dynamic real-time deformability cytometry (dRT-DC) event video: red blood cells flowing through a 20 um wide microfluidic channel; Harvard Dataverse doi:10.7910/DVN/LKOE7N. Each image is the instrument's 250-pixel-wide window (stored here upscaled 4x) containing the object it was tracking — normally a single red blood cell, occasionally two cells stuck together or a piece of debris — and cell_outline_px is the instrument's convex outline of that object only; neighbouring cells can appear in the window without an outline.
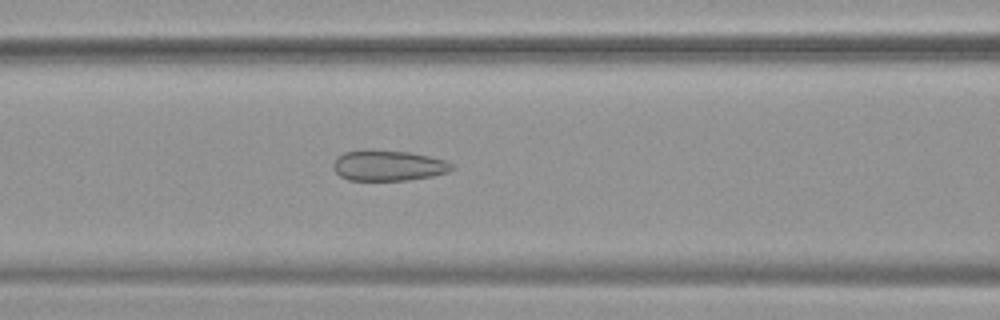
{"species": "common noctule bat (a hibernating species)", "species_latin": "Nyctalus noctula", "temperature_condition": "warm", "stored_images_in_passage": 43, "camera_frame_rate_fps": 3000, "um_per_image_px": 0.085, "animal": {"sex": "female", "body_mass_g": 19.9}, "frame": {"image": 1, "passage_image": 12, "time_ms": 3.667, "image_size_px": [1000, 320], "cell_outline_px": [[456, 168], [448, 172], [432, 176], [408, 180], [348, 180], [340, 176], [332, 168], [332, 164], [336, 156], [344, 152], [364, 148], [372, 148], [408, 152], [428, 156], [444, 160], [452, 164]], "centroid_in_image_um": [32.95, 14.05], "position_along_channel_um": 133.7, "area_um2": 21.62}}
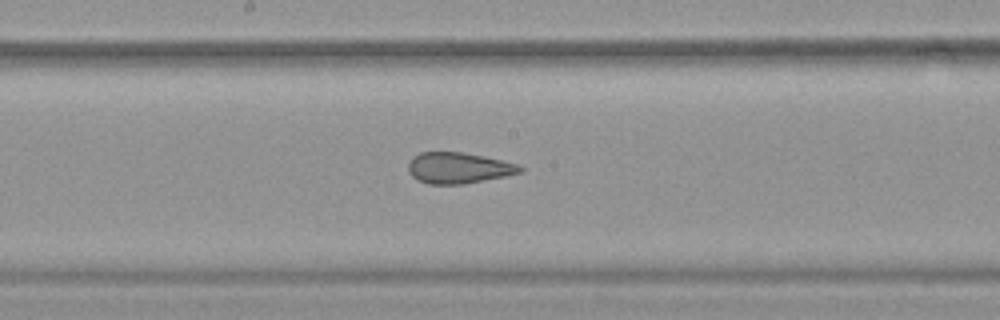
{"frame": {"image": 2, "passage_image": 18, "time_ms": 5.667, "image_size_px": [1000, 320], "cell_outline_px": [[524, 172], [508, 176], [464, 184], [428, 184], [416, 180], [408, 172], [408, 164], [412, 156], [420, 152], [460, 152], [484, 156], [520, 164], [524, 168]], "centroid_in_image_um": [39.0, 14.28], "position_along_channel_um": 209.2, "area_um2": 20.58}}
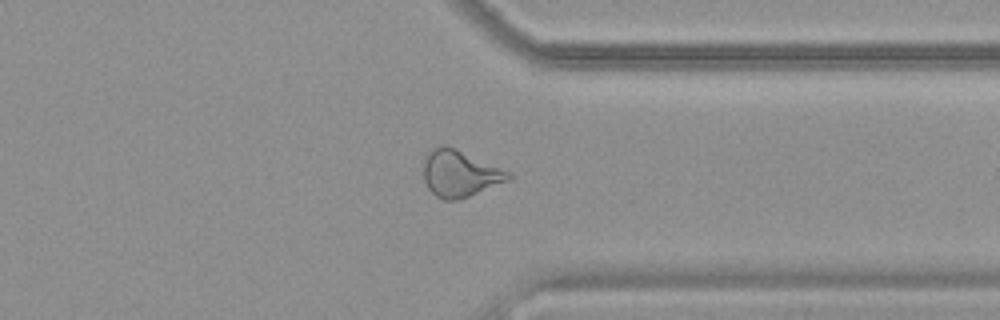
{"frame": {"image": 3, "passage_image": 31, "time_ms": 10.0, "image_size_px": [1000, 320], "cell_outline_px": [[512, 176], [508, 180], [460, 200], [444, 200], [436, 196], [428, 188], [424, 180], [424, 160], [428, 152], [444, 144], [456, 148], [512, 172]], "centroid_in_image_um": [39.09, 14.75], "position_along_channel_um": 372.3, "area_um2": 23.0}, "authors_computed_cell_mechanics": {"area_um2": 23.0044, "velocity_mm_per_s": 3.7845, "shape_relaxation_time_tau1_ms": null, "shape_relaxation_time_tau2_ms": 1.6747, "deformation_change_tau1": null, "deformation_change_tau2": 0.0895}}